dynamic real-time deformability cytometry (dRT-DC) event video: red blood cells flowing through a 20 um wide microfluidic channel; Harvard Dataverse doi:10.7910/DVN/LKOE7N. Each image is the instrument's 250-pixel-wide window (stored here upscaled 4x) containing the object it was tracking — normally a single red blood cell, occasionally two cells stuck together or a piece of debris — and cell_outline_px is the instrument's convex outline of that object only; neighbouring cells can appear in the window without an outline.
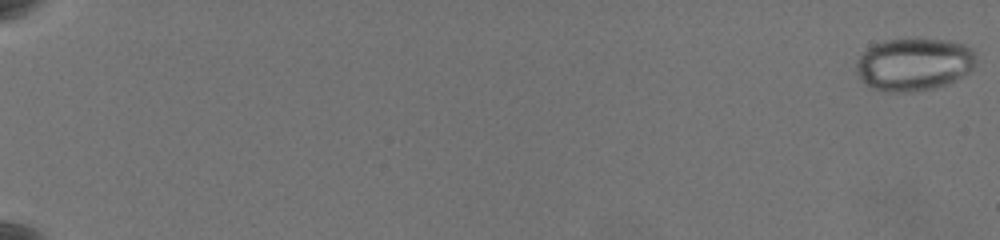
{"species": "common noctule bat (a hibernating species)", "species_latin": "Nyctalus noctula", "temperature_condition": "warm", "stored_images_in_passage": 65, "camera_frame_rate_fps": 3000, "um_per_image_px": 0.085, "animal": {"sex": "female", "body_mass_g": 19.5, "forearm_length_mm": 54.1}, "frame": {"image": 1, "passage_image": 1, "time_ms": 0.0, "image_size_px": [1000, 240], "cell_outline_px": [[976, 60], [972, 68], [964, 76], [948, 84], [932, 88], [912, 92], [888, 92], [872, 88], [860, 80], [856, 72], [856, 60], [872, 44], [884, 40], [912, 36], [916, 36], [948, 40], [964, 44], [972, 48], [976, 52]], "centroid_in_image_um": [77.69, 5.42], "position_along_channel_um": 7.3, "area_um2": 37.92}}
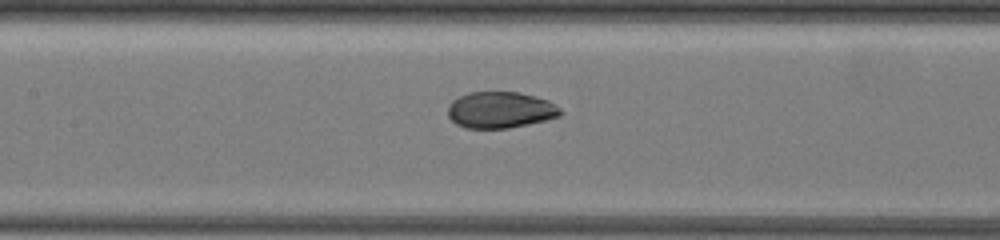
{"frame": {"image": 2, "passage_image": 35, "time_ms": 11.333, "image_size_px": [1000, 240], "cell_outline_px": [[564, 112], [560, 116], [548, 120], [508, 128], [464, 128], [456, 124], [448, 116], [448, 108], [452, 100], [468, 92], [520, 92], [548, 100], [556, 104]], "centroid_in_image_um": [42.56, 9.34], "position_along_channel_um": 164.8, "area_um2": 24.04}}
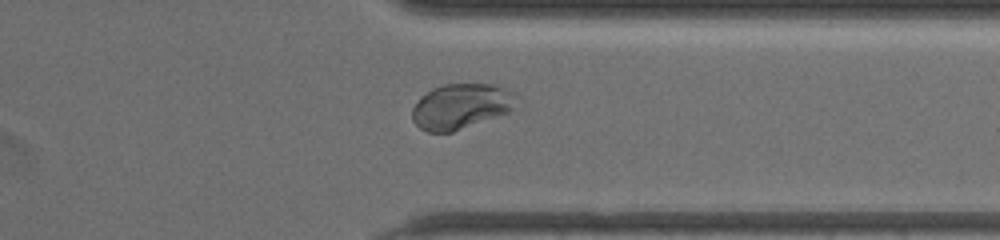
{"frame": {"image": 3, "passage_image": 53, "time_ms": 17.333, "image_size_px": [1000, 240], "cell_outline_px": [[512, 108], [508, 112], [452, 132], [428, 132], [420, 128], [412, 120], [412, 108], [420, 96], [432, 88], [444, 84], [496, 84], [508, 88]], "centroid_in_image_um": [39.07, 9.03], "position_along_channel_um": 372.3, "area_um2": 26.93}}